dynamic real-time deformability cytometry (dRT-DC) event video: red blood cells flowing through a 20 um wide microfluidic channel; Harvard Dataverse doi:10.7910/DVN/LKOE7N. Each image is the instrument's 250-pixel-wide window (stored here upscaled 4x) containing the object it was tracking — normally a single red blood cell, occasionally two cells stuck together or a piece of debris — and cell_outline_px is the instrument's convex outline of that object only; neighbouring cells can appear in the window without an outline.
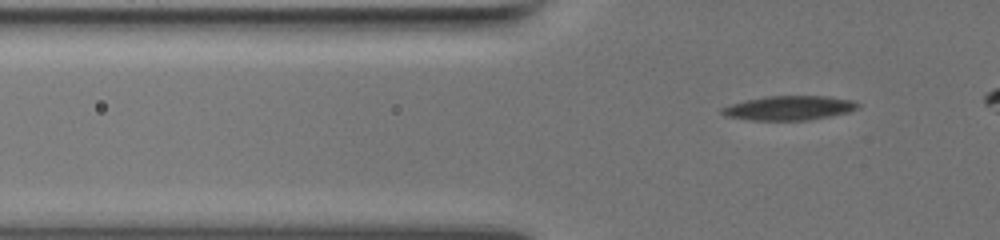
{"species": "common noctule bat (a hibernating species)", "species_latin": "Nyctalus noctula", "temperature_condition": "warm", "stored_images_in_passage": 48, "camera_frame_rate_fps": 3000, "um_per_image_px": 0.085, "animal": {"sex": "female", "body_mass_g": 19.5, "forearm_length_mm": 54.1}, "frame": {"image": 1, "passage_image": 11, "time_ms": 3.333, "image_size_px": [1000, 240], "cell_outline_px": [[860, 108], [848, 112], [828, 116], [804, 120], [752, 120], [724, 116], [720, 112], [720, 108], [732, 104], [748, 100], [768, 96], [824, 96], [852, 100], [860, 104]], "centroid_in_image_um": [67.07, 9.18], "position_along_channel_um": 58.7, "area_um2": 19.02}}
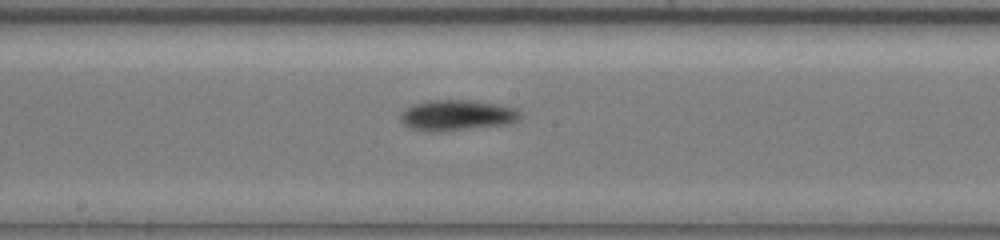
{"frame": {"image": 2, "passage_image": 26, "time_ms": 8.333, "image_size_px": [1000, 240], "cell_outline_px": [[520, 116], [516, 120], [508, 124], [440, 132], [428, 132], [412, 128], [404, 124], [400, 120], [400, 116], [408, 108], [416, 104], [432, 100], [468, 100], [492, 104], [512, 108], [520, 112]], "centroid_in_image_um": [38.81, 9.82], "position_along_channel_um": 209.4, "area_um2": 20.87}}
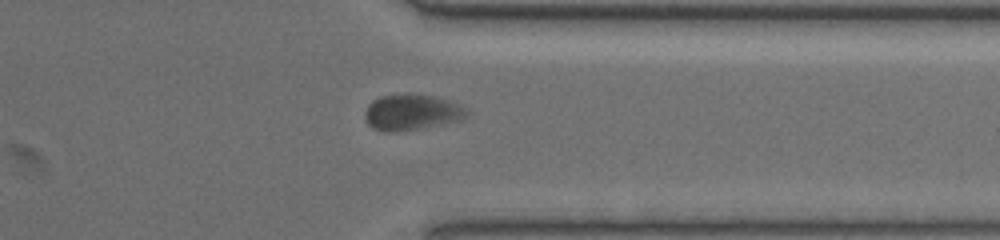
{"frame": {"image": 3, "passage_image": 41, "time_ms": 13.333, "image_size_px": [1000, 240], "cell_outline_px": [[468, 112], [460, 120], [396, 132], [388, 132], [372, 128], [368, 124], [368, 104], [372, 100], [380, 96], [432, 96], [456, 104], [464, 108]], "centroid_in_image_um": [34.96, 9.57], "position_along_channel_um": 376.4, "area_um2": 19.94}}